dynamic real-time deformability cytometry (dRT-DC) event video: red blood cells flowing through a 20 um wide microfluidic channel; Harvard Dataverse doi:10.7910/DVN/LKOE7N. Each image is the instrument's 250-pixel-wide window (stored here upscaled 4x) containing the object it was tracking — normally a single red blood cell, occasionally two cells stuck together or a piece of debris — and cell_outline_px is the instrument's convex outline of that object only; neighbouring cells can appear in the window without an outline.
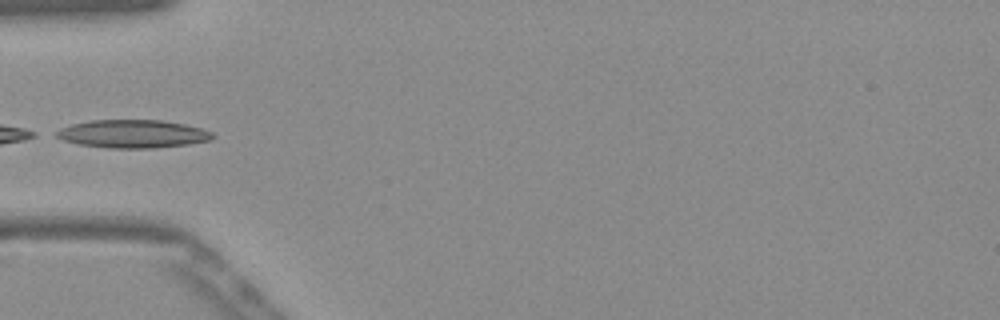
{"species": "Egyptian fruit bat (a non-hibernating species)", "species_latin": "Rousettus aegyptiacus", "temperature_condition": "warm", "stored_images_in_passage": 34, "camera_frame_rate_fps": 3000, "um_per_image_px": 0.085, "frame": {"image": 1, "passage_image": 1, "time_ms": 0.0, "image_size_px": [1000, 320], "cell_outline_px": [[216, 136], [212, 140], [188, 144], [156, 148], [108, 148], [80, 144], [64, 140], [56, 136], [52, 132], [60, 128], [72, 124], [92, 120], [160, 120], [184, 124], [204, 128], [212, 132]], "centroid_in_image_um": [11.32, 11.38], "position_along_channel_um": 73.7, "area_um2": 25.72}}
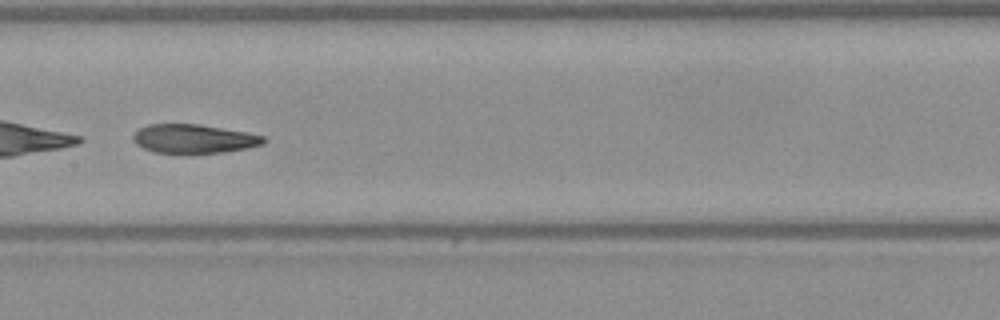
{"frame": {"image": 2, "passage_image": 10, "time_ms": 3.0, "image_size_px": [1000, 320], "cell_outline_px": [[268, 140], [264, 144], [248, 148], [224, 152], [152, 152], [136, 144], [132, 140], [132, 136], [136, 128], [148, 124], [200, 124], [248, 132], [264, 136]], "centroid_in_image_um": [16.47, 11.77], "position_along_channel_um": 190.9, "area_um2": 22.08}}
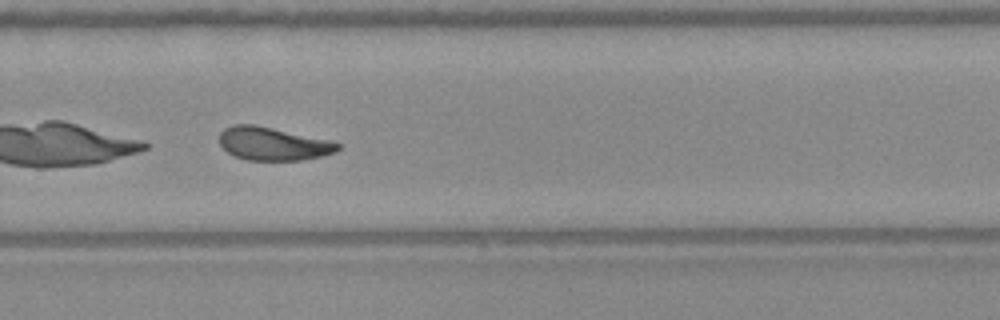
{"frame": {"image": 3, "passage_image": 19, "time_ms": 6.0, "image_size_px": [1000, 320], "cell_outline_px": [[340, 148], [336, 152], [320, 156], [300, 160], [248, 160], [236, 156], [228, 152], [220, 144], [220, 132], [224, 128], [232, 124], [252, 124], [328, 140], [340, 144]], "centroid_in_image_um": [23.17, 12.22], "position_along_channel_um": 306.6, "area_um2": 22.48}}